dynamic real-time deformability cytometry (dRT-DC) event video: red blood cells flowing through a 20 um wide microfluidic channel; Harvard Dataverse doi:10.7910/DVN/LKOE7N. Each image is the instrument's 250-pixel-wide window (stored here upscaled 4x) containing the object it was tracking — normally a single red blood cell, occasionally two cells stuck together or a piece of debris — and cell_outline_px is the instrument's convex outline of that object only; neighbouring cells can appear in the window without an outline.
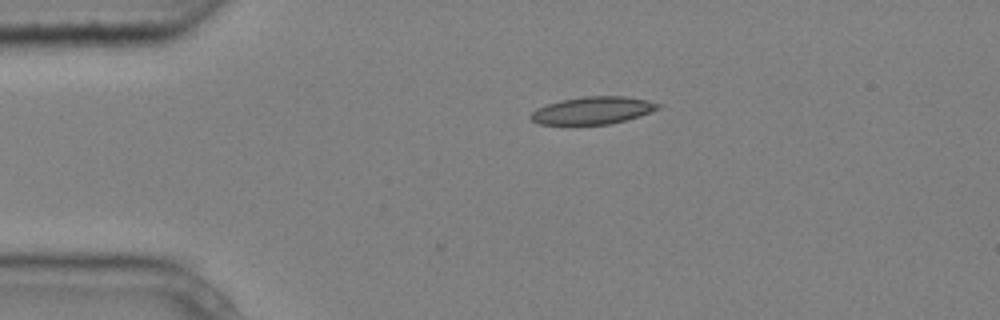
{"species": "common noctule bat (a hibernating species)", "species_latin": "Nyctalus noctula", "temperature_condition": "cold", "stored_images_in_passage": 2, "camera_frame_rate_fps": 3000, "um_per_image_px": 0.085, "animal": {"sex": "male", "body_mass_g": 20.4}, "frame": {"image": 1, "passage_image": 1, "time_ms": 0.0, "image_size_px": [1000, 320], "cell_outline_px": [[660, 108], [640, 116], [608, 124], [572, 128], [540, 124], [532, 120], [528, 116], [536, 108], [560, 100], [584, 96], [624, 96], [648, 100], [660, 104]], "centroid_in_image_um": [50.3, 9.43], "position_along_channel_um": 34.7, "area_um2": 21.21}}